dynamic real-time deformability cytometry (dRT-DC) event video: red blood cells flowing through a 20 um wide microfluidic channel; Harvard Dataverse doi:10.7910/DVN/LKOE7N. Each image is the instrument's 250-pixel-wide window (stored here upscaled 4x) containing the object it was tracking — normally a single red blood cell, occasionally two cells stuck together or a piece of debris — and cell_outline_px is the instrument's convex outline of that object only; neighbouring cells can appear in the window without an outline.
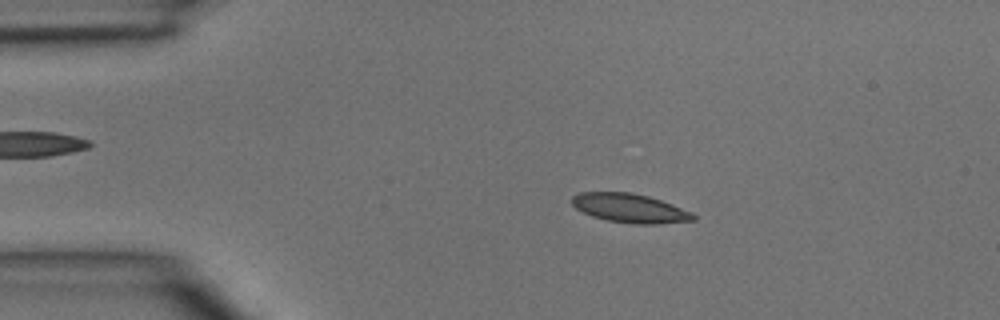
{"species": "common noctule bat (a hibernating species)", "species_latin": "Nyctalus noctula", "temperature_condition": "room temperature", "stored_images_in_passage": 3, "camera_frame_rate_fps": 3000, "um_per_image_px": 0.085, "animal": {"sex": "male", "body_mass_g": 15.6}, "frame": {"image": 1, "passage_image": 2, "time_ms": 0.333, "image_size_px": [1000, 320], "cell_outline_px": [[696, 220], [660, 224], [636, 224], [608, 220], [592, 216], [576, 208], [572, 204], [572, 196], [580, 192], [628, 192], [648, 196], [672, 204], [692, 212], [696, 216]], "centroid_in_image_um": [53.56, 17.7], "position_along_channel_um": 31.4, "area_um2": 20.4}}